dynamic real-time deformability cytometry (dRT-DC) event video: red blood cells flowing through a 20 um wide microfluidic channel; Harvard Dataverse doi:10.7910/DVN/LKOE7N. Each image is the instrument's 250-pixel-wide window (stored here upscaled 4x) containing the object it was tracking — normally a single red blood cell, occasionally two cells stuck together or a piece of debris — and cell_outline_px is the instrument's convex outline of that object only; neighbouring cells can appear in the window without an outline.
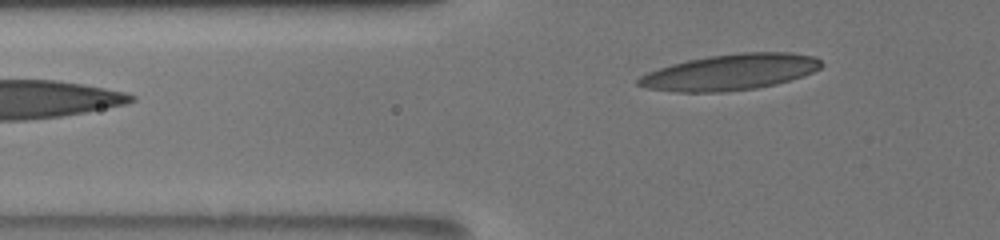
{"species": "human", "species_latin": "Homo sapiens", "temperature_condition": "room temperature", "stored_images_in_passage": 5, "segment_of_instrument_passage": [2, 2], "camera_frame_rate_fps": 3000, "um_per_image_px": 0.085, "donor": {"sex": "male"}, "frame": {"image": 1, "passage_image": 5, "time_ms": 3.0, "image_size_px": [1000, 240], "cell_outline_px": [[824, 64], [820, 68], [812, 72], [776, 84], [756, 88], [724, 92], [676, 92], [644, 88], [636, 84], [636, 80], [640, 76], [648, 72], [672, 64], [688, 60], [708, 56], [740, 52], [792, 52], [816, 56]], "centroid_in_image_um": [62.06, 6.13], "position_along_channel_um": 63.7, "area_um2": 38.44}}